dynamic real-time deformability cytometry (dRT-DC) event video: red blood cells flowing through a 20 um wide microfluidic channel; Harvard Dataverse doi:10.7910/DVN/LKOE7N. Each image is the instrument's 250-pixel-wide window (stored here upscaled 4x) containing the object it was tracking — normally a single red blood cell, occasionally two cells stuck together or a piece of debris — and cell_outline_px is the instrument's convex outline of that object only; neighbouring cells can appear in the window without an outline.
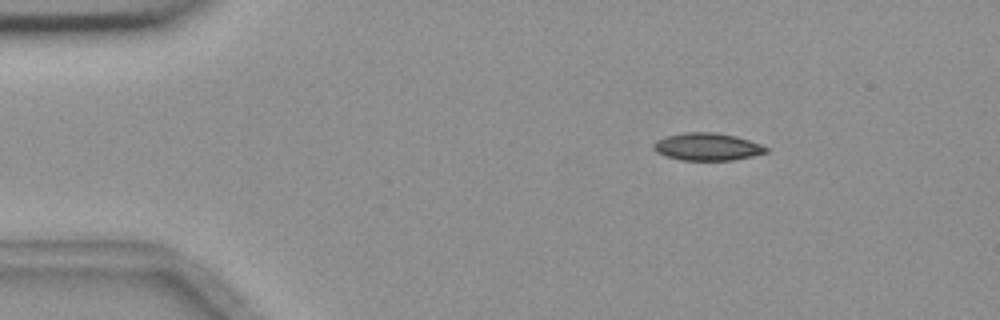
{"species": "common noctule bat (a hibernating species)", "species_latin": "Nyctalus noctula", "temperature_condition": "room temperature", "stored_images_in_passage": 4, "camera_frame_rate_fps": 3000, "um_per_image_px": 0.085, "animal": {"sex": "female", "body_mass_g": 18.4}, "frame": {"image": 1, "passage_image": 4, "time_ms": 3.333, "image_size_px": [1000, 320], "cell_outline_px": [[768, 152], [752, 156], [732, 160], [680, 160], [664, 156], [656, 152], [652, 148], [652, 144], [656, 140], [664, 136], [684, 132], [716, 132], [736, 136], [760, 144], [768, 148]], "centroid_in_image_um": [60.06, 12.47], "position_along_channel_um": 24.9, "area_um2": 18.21}}